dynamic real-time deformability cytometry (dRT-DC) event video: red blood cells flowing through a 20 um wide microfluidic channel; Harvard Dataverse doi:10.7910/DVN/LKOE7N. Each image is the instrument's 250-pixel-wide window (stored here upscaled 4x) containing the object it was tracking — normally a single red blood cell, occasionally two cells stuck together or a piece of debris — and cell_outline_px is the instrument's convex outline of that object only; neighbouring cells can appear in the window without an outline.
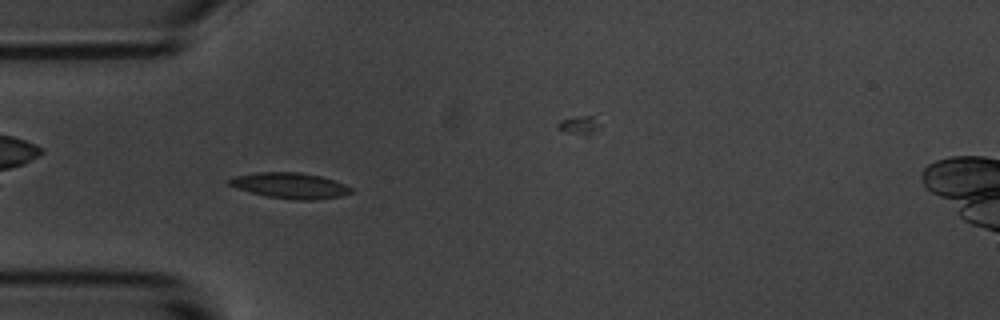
{"species": "common noctule bat (a hibernating species)", "species_latin": "Nyctalus noctula", "temperature_condition": "room temperature", "stored_images_in_passage": 45, "camera_frame_rate_fps": 3000, "um_per_image_px": 0.085, "animal": {"sex": "male", "body_mass_g": 20.1, "forearm_length_mm": 53.5}, "frame": {"image": 1, "passage_image": 4, "time_ms": 1.0, "image_size_px": [1000, 320], "cell_outline_px": [[352, 192], [340, 196], [312, 200], [296, 200], [268, 196], [236, 188], [228, 184], [228, 180], [232, 176], [256, 172], [300, 172], [320, 176], [344, 184], [352, 188]], "centroid_in_image_um": [24.62, 15.76], "position_along_channel_um": 60.4, "area_um2": 18.09}}
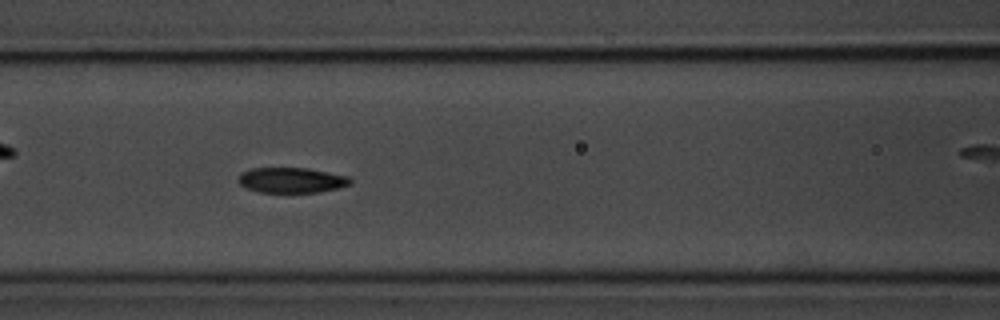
{"frame": {"image": 2, "passage_image": 11, "time_ms": 3.333, "image_size_px": [1000, 320], "cell_outline_px": [[352, 184], [320, 192], [260, 192], [248, 188], [240, 184], [236, 180], [240, 172], [252, 168], [308, 168], [348, 176], [352, 180]], "centroid_in_image_um": [24.76, 15.3], "position_along_channel_um": 141.8, "area_um2": 16.53}}
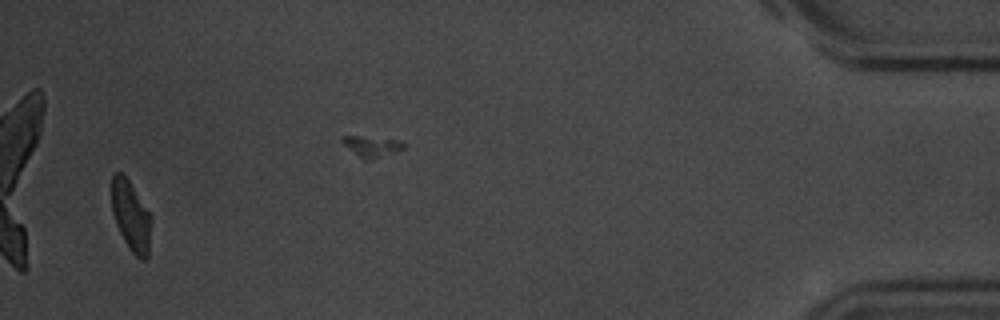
{"frame": {"image": 3, "passage_image": 42, "time_ms": 13.667, "image_size_px": [1000, 320], "cell_outline_px": [[152, 216], [148, 256], [144, 260], [140, 260], [132, 252], [124, 240], [116, 224], [112, 212], [112, 176], [116, 172], [120, 172], [128, 180]], "centroid_in_image_um": [11.14, 18.39], "position_along_channel_um": 424.1, "area_um2": 16.01}, "authors_computed_cell_mechanics": {"area_um2": 17.051, "velocity_mm_per_s": 3.5575, "shape_relaxation_time_tau1_ms": 3.4551, "shape_relaxation_time_tau2_ms": 2.2145, "deformation_change_tau1": 0.1288, "deformation_change_tau2": 0.068}}